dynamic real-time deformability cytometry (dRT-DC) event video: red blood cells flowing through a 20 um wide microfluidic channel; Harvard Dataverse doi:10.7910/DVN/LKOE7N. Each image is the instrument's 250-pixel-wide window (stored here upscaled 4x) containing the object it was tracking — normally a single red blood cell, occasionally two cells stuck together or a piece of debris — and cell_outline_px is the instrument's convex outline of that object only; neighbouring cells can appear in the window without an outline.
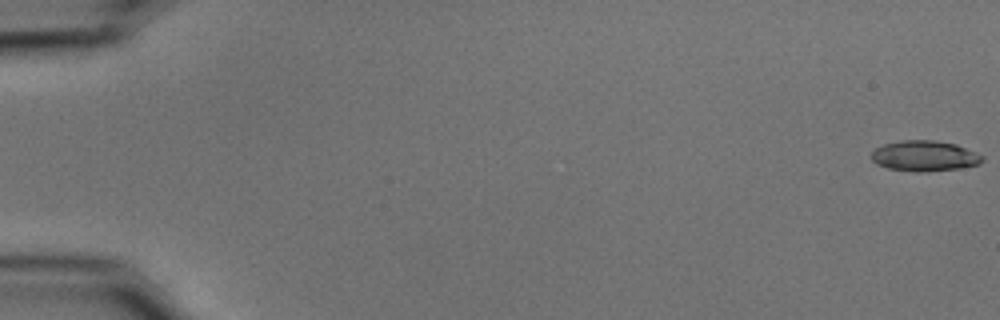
{"species": "common noctule bat (a hibernating species)", "species_latin": "Nyctalus noctula", "temperature_condition": "cold", "stored_images_in_passage": 55, "camera_frame_rate_fps": 3000, "um_per_image_px": 0.085, "animal": {"sex": "male", "body_mass_g": 15.6}, "frame": {"image": 1, "passage_image": 1, "time_ms": 0.0, "image_size_px": [1000, 320], "cell_outline_px": [[984, 160], [980, 164], [956, 168], [920, 172], [916, 172], [888, 168], [876, 164], [872, 160], [872, 152], [876, 148], [884, 144], [900, 140], [936, 140], [956, 144], [976, 152], [984, 156]], "centroid_in_image_um": [78.59, 13.24], "position_along_channel_um": 6.4, "area_um2": 19.71}}
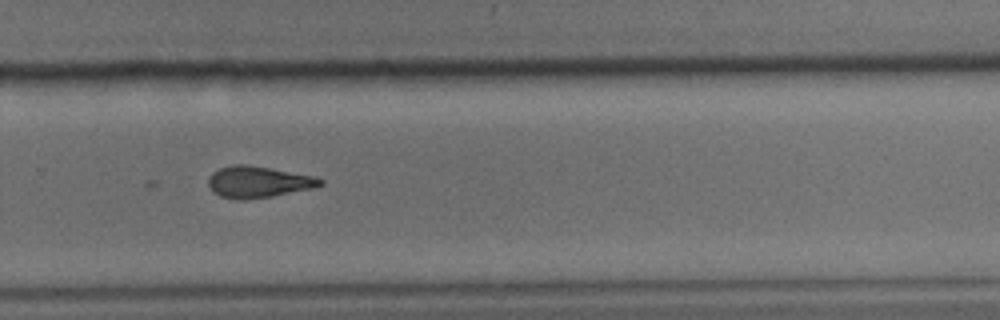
{"frame": {"image": 2, "passage_image": 38, "time_ms": 12.333, "image_size_px": [1000, 320], "cell_outline_px": [[324, 184], [312, 188], [268, 196], [220, 196], [212, 192], [208, 184], [208, 180], [212, 172], [220, 168], [232, 164], [244, 164], [268, 168], [312, 176], [324, 180]], "centroid_in_image_um": [21.93, 15.41], "position_along_channel_um": 307.9, "area_um2": 19.36}}
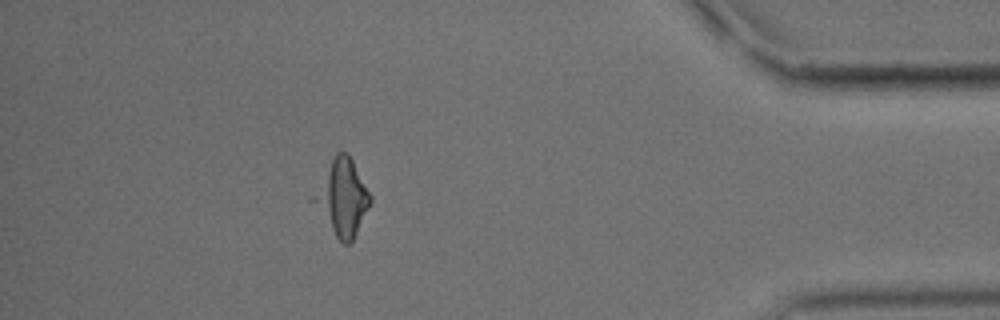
{"frame": {"image": 3, "passage_image": 49, "time_ms": 16.0, "image_size_px": [1000, 320], "cell_outline_px": [[372, 200], [352, 240], [348, 244], [344, 244], [336, 236], [308, 200], [308, 196], [336, 152], [348, 152], [372, 196]], "centroid_in_image_um": [29.02, 16.75], "position_along_channel_um": 406.2, "area_um2": 25.26}}